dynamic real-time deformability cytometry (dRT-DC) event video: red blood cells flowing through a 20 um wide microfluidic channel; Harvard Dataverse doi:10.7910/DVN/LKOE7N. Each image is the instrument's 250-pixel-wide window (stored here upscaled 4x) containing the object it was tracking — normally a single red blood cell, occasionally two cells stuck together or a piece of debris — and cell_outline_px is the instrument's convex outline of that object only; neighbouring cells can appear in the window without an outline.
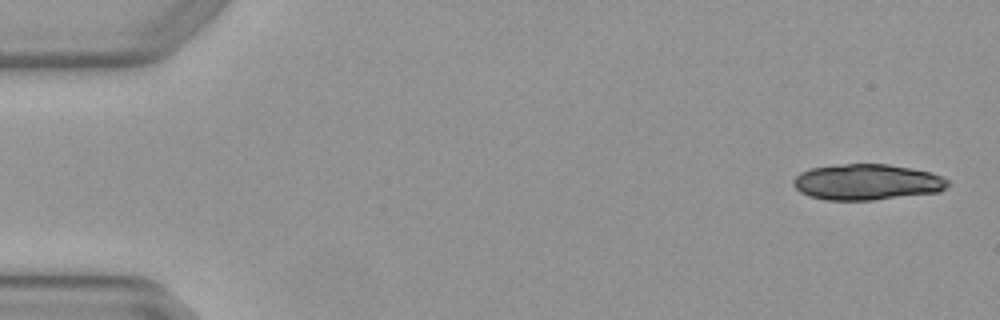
{"species": "Egyptian fruit bat (a non-hibernating species)", "species_latin": "Rousettus aegyptiacus", "temperature_condition": "warm", "stored_images_in_passage": 5, "camera_frame_rate_fps": 3000, "um_per_image_px": 0.085, "animal": {"sex": "female"}, "frame": {"image": 1, "passage_image": 1, "time_ms": 0.0, "image_size_px": [1000, 320], "cell_outline_px": [[952, 184], [940, 192], [876, 200], [824, 200], [808, 196], [800, 192], [792, 184], [792, 180], [800, 172], [808, 168], [844, 164], [888, 164], [912, 168], [932, 172], [948, 180]], "centroid_in_image_um": [73.7, 15.48], "position_along_channel_um": 11.3, "area_um2": 32.77}}